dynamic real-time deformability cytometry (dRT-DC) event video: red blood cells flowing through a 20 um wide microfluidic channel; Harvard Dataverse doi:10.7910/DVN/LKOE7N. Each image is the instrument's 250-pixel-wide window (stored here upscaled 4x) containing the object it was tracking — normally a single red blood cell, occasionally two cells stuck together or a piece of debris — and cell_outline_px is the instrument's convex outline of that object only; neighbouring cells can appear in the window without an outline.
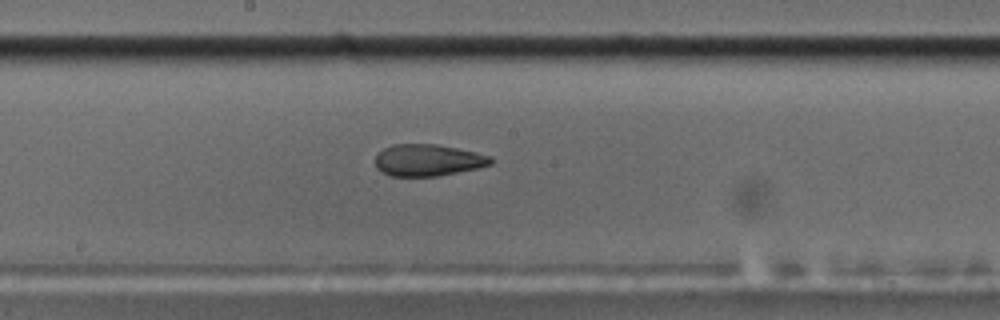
{"species": "common noctule bat (a hibernating species)", "species_latin": "Nyctalus noctula", "temperature_condition": "cold", "stored_images_in_passage": 56, "camera_frame_rate_fps": 3000, "um_per_image_px": 0.085, "animal": {"sex": "male", "body_mass_g": 17.5, "forearm_length_mm": 52.3}, "frame": {"image": 1, "passage_image": 30, "time_ms": 9.667, "image_size_px": [1000, 320], "cell_outline_px": [[492, 164], [476, 168], [436, 176], [392, 176], [376, 168], [376, 156], [384, 148], [392, 144], [436, 144], [476, 152], [492, 156]], "centroid_in_image_um": [36.38, 13.6], "position_along_channel_um": 211.8, "area_um2": 21.15}}
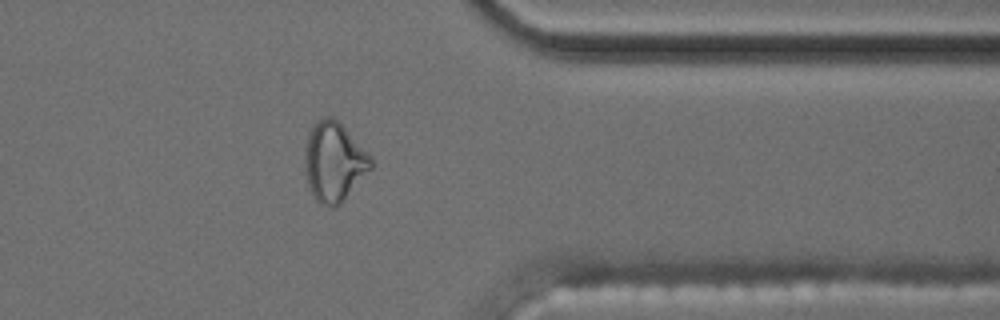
{"frame": {"image": 2, "passage_image": 45, "time_ms": 14.667, "image_size_px": [1000, 320], "cell_outline_px": [[372, 168], [340, 204], [332, 208], [320, 204], [312, 196], [304, 172], [304, 144], [308, 132], [312, 124], [324, 116], [332, 116], [372, 156]], "centroid_in_image_um": [28.35, 13.76], "position_along_channel_um": 383.1, "area_um2": 30.87}}
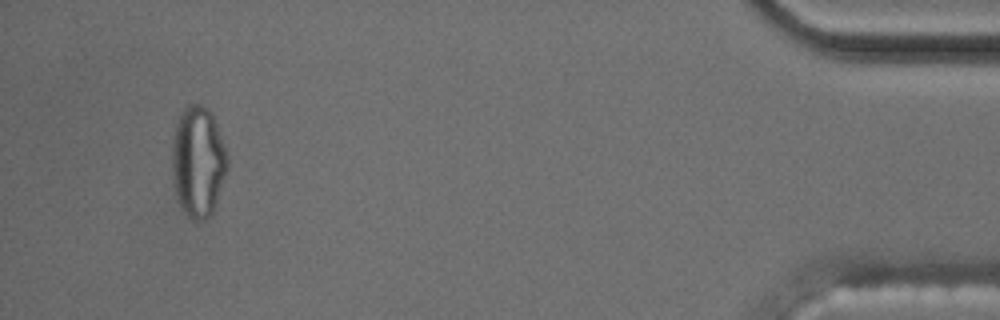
{"frame": {"image": 3, "passage_image": 53, "time_ms": 17.333, "image_size_px": [1000, 320], "cell_outline_px": [[228, 172], [212, 212], [204, 220], [192, 220], [184, 212], [176, 196], [172, 176], [172, 136], [176, 120], [180, 112], [188, 104], [204, 104], [212, 112], [228, 156]], "centroid_in_image_um": [16.83, 13.7], "position_along_channel_um": 418.4, "area_um2": 36.36}, "authors_computed_cell_mechanics": {"area_um2": 22.3686, "velocity_mm_per_s": 3.6132, "shape_relaxation_time_tau1_ms": null, "shape_relaxation_time_tau2_ms": 1.6634, "deformation_change_tau1": null, "deformation_change_tau2": 0.078}}